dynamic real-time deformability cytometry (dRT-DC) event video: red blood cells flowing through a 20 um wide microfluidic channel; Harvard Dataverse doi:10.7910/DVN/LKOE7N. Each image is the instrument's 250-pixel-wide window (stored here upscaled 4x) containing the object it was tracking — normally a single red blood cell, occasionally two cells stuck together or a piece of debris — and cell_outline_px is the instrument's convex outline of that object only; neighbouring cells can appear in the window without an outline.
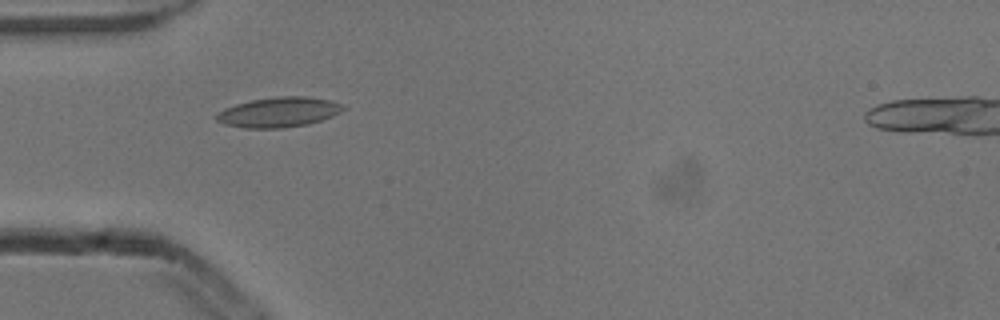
{"species": "common noctule bat (a hibernating species)", "species_latin": "Nyctalus noctula", "temperature_condition": "cold", "stored_images_in_passage": 6, "camera_frame_rate_fps": 3000, "um_per_image_px": 0.085, "animal": {"sex": "male", "body_mass_g": 13.3}, "frame": {"image": 1, "passage_image": 5, "time_ms": 1.333, "image_size_px": [1000, 320], "cell_outline_px": [[344, 108], [340, 112], [332, 116], [308, 124], [280, 128], [244, 128], [224, 124], [216, 120], [216, 112], [224, 108], [236, 104], [252, 100], [276, 96], [308, 96], [332, 100], [344, 104]], "centroid_in_image_um": [23.69, 9.52], "position_along_channel_um": 61.3, "area_um2": 22.25}}
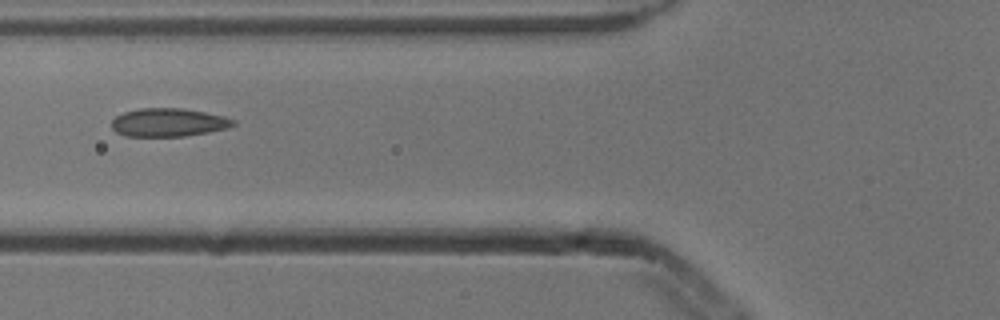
{"frame": {"image": 2, "passage_image": 6, "time_ms": 1.667, "image_size_px": [1000, 320], "cell_outline_px": [[236, 124], [228, 128], [208, 132], [184, 136], [124, 136], [116, 132], [112, 128], [112, 120], [116, 116], [124, 112], [140, 108], [184, 108], [224, 116], [236, 120]], "centroid_in_image_um": [14.33, 10.4], "position_along_channel_um": 111.5, "area_um2": 20.11}}